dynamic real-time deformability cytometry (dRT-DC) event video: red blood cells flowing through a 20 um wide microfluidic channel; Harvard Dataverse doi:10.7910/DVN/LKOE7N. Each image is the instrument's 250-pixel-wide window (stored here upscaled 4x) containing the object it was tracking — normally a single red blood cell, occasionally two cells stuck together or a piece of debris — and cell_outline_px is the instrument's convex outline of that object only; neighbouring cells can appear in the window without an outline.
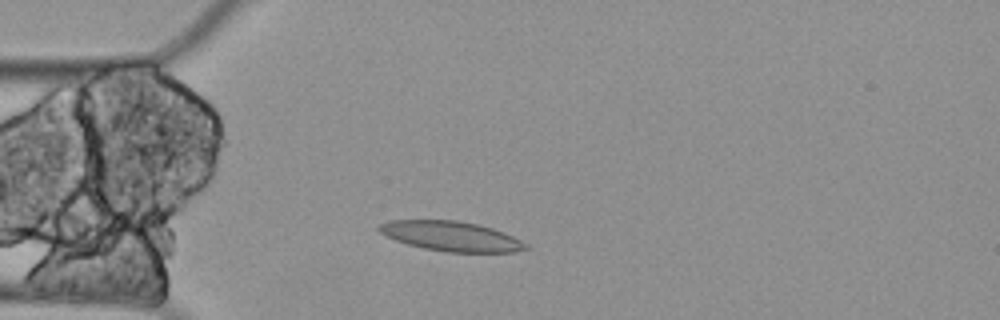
{"species": "Egyptian fruit bat (a non-hibernating species)", "species_latin": "Rousettus aegyptiacus", "temperature_condition": "cold", "stored_images_in_passage": 3, "camera_frame_rate_fps": 3000, "um_per_image_px": 0.085, "animal": {"sex": "female"}, "frame": {"image": 1, "passage_image": 3, "time_ms": 0.667, "image_size_px": [1000, 320], "cell_outline_px": [[528, 248], [512, 252], [448, 252], [424, 248], [408, 244], [396, 240], [380, 232], [376, 228], [380, 224], [392, 220], [456, 220], [480, 224], [504, 232], [528, 244]], "centroid_in_image_um": [38.36, 20.07], "position_along_channel_um": 46.6, "area_um2": 25.32}}